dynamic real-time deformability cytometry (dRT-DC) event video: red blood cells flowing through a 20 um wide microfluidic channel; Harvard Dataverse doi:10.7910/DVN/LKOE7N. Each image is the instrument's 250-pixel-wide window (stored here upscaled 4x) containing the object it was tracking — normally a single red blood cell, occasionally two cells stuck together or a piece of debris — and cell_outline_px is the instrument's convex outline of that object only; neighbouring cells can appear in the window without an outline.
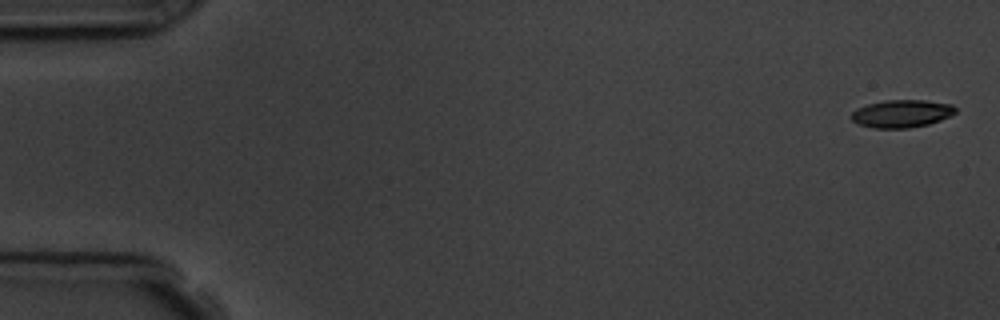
{"species": "common noctule bat (a hibernating species)", "species_latin": "Nyctalus noctula", "temperature_condition": "room temperature", "stored_images_in_passage": 7, "camera_frame_rate_fps": 3000, "um_per_image_px": 0.085, "animal": {"sex": "male", "body_mass_g": 19.5, "forearm_length_mm": 54.6}, "frame": {"image": 1, "passage_image": 1, "time_ms": 0.0, "image_size_px": [1000, 320], "cell_outline_px": [[956, 112], [940, 120], [928, 124], [908, 128], [872, 128], [856, 124], [848, 116], [856, 108], [868, 104], [884, 100], [924, 100], [952, 104], [956, 108]], "centroid_in_image_um": [76.58, 9.66], "position_along_channel_um": 8.4, "area_um2": 16.94}}
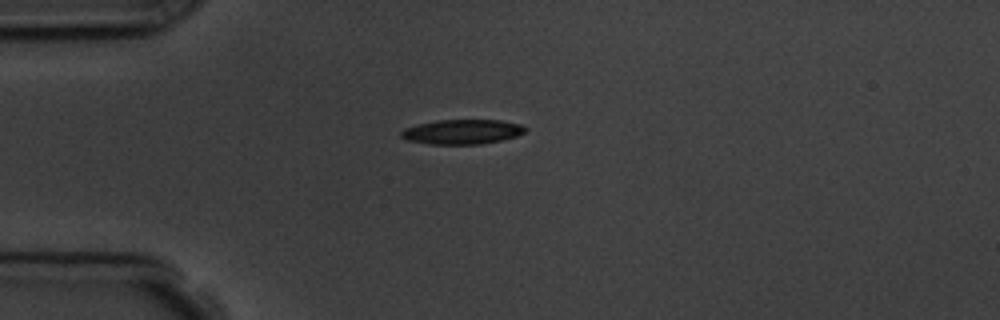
{"frame": {"image": 2, "passage_image": 4, "time_ms": 4.333, "image_size_px": [1000, 320], "cell_outline_px": [[528, 128], [524, 132], [516, 136], [500, 140], [480, 144], [428, 144], [408, 140], [400, 136], [400, 132], [404, 128], [436, 120], [500, 120], [520, 124]], "centroid_in_image_um": [39.28, 11.2], "position_along_channel_um": 45.7, "area_um2": 17.74}}